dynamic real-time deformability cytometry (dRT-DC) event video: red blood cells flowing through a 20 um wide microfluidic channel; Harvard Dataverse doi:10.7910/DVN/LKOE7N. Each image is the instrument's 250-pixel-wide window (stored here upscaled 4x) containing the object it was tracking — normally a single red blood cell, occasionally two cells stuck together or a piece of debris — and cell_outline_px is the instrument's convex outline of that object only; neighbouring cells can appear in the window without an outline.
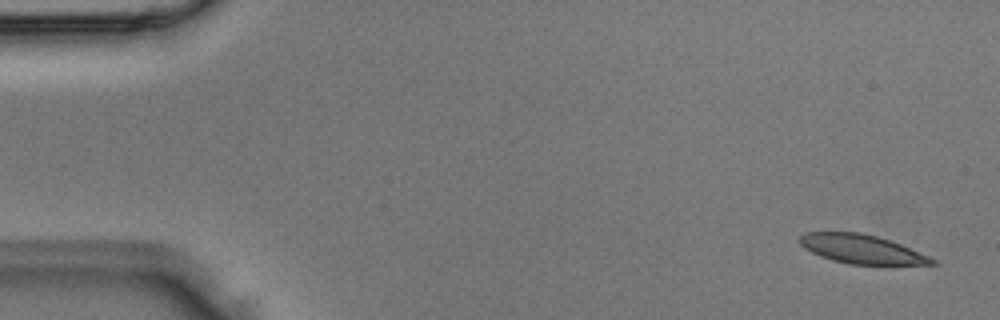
{"species": "Egyptian fruit bat (a non-hibernating species)", "species_latin": "Rousettus aegyptiacus", "temperature_condition": "room temperature", "stored_images_in_passage": 5, "segment_of_instrument_passage": [2, 2], "camera_frame_rate_fps": 3000, "um_per_image_px": 0.085, "animal": {"sex": "male"}, "frame": {"image": 1, "passage_image": 5, "time_ms": 1.333, "image_size_px": [1000, 320], "cell_outline_px": [[940, 264], [848, 264], [832, 260], [820, 256], [804, 248], [800, 244], [800, 236], [804, 232], [860, 232], [876, 236], [900, 244], [928, 256], [936, 260]], "centroid_in_image_um": [73.2, 21.17], "position_along_channel_um": 11.8, "area_um2": 22.02}}